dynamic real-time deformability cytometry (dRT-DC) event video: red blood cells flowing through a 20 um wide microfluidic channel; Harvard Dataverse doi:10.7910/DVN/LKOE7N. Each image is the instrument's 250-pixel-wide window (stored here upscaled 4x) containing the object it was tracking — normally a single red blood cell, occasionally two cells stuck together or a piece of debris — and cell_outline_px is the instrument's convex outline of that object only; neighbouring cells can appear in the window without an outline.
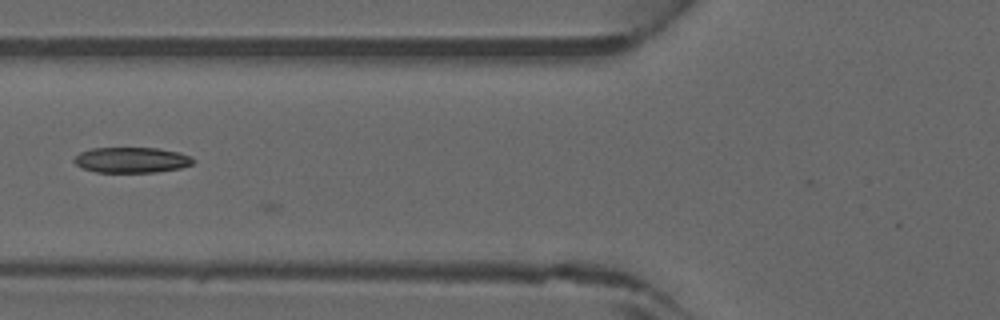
{"species": "common noctule bat (a hibernating species)", "species_latin": "Nyctalus noctula", "temperature_condition": "warm", "stored_images_in_passage": 13, "camera_frame_rate_fps": 3000, "um_per_image_px": 0.085, "animal": {"sex": "male", "forearm_length_mm": 52.5}, "frame": {"image": 1, "passage_image": 12, "time_ms": 3.667, "image_size_px": [1000, 320], "cell_outline_px": [[196, 160], [192, 164], [180, 168], [156, 172], [96, 172], [84, 168], [76, 164], [72, 160], [80, 152], [92, 148], [156, 148], [180, 152], [192, 156]], "centroid_in_image_um": [11.22, 13.59], "position_along_channel_um": 114.6, "area_um2": 17.74}}